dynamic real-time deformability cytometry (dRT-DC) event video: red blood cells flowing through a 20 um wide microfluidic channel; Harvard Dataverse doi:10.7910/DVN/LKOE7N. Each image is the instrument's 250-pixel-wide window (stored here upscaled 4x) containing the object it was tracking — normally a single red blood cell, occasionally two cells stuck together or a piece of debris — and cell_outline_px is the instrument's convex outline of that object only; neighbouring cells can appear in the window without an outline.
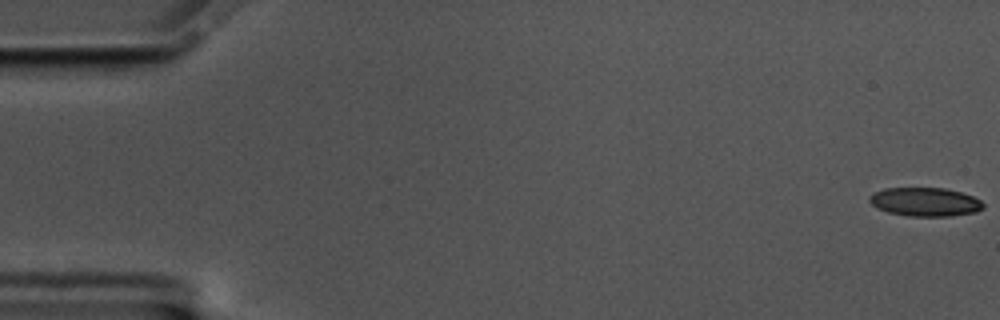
{"species": "common noctule bat (a hibernating species)", "species_latin": "Nyctalus noctula", "temperature_condition": "cold", "stored_images_in_passage": 58, "camera_frame_rate_fps": 3000, "um_per_image_px": 0.085, "animal": {"sex": "male", "body_mass_g": 17.5, "forearm_length_mm": 52.3}, "frame": {"image": 1, "passage_image": 1, "time_ms": 0.0, "image_size_px": [1000, 320], "cell_outline_px": [[984, 208], [976, 212], [948, 216], [908, 216], [888, 212], [876, 208], [868, 200], [868, 196], [884, 188], [944, 188], [960, 192], [972, 196], [980, 200], [984, 204]], "centroid_in_image_um": [78.62, 17.16], "position_along_channel_um": 6.4, "area_um2": 19.02}}
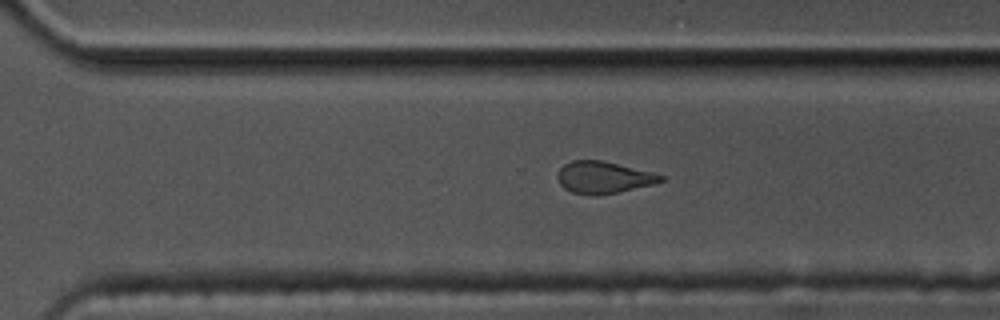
{"frame": {"image": 2, "passage_image": 40, "time_ms": 13.0, "image_size_px": [1000, 320], "cell_outline_px": [[664, 180], [652, 184], [616, 192], [572, 192], [564, 188], [560, 184], [556, 176], [560, 168], [564, 164], [572, 160], [600, 160], [652, 172], [664, 176]], "centroid_in_image_um": [51.27, 15.03], "position_along_channel_um": 319.3, "area_um2": 18.32}}
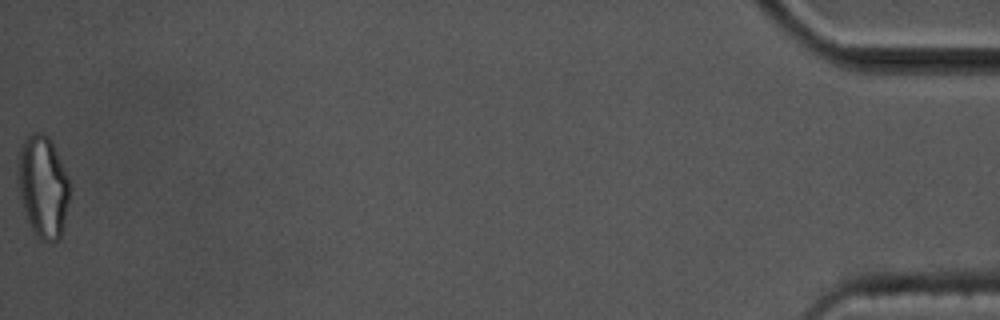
{"frame": {"image": 3, "passage_image": 58, "time_ms": 19.0, "image_size_px": [1000, 320], "cell_outline_px": [[72, 188], [64, 224], [60, 240], [40, 240], [36, 236], [28, 220], [20, 196], [16, 172], [20, 152], [24, 140], [28, 136], [36, 132], [44, 132], [52, 140], [68, 176]], "centroid_in_image_um": [3.69, 15.84], "position_along_channel_um": 431.5, "area_um2": 31.04}, "authors_computed_cell_mechanics": {"area_um2": 20.5479, "velocity_mm_per_s": 3.5253, "shape_relaxation_time_tau1_ms": 7.4125, "shape_relaxation_time_tau2_ms": 2.5709, "deformation_change_tau1": 0.1442, "deformation_change_tau2": 0.106}}